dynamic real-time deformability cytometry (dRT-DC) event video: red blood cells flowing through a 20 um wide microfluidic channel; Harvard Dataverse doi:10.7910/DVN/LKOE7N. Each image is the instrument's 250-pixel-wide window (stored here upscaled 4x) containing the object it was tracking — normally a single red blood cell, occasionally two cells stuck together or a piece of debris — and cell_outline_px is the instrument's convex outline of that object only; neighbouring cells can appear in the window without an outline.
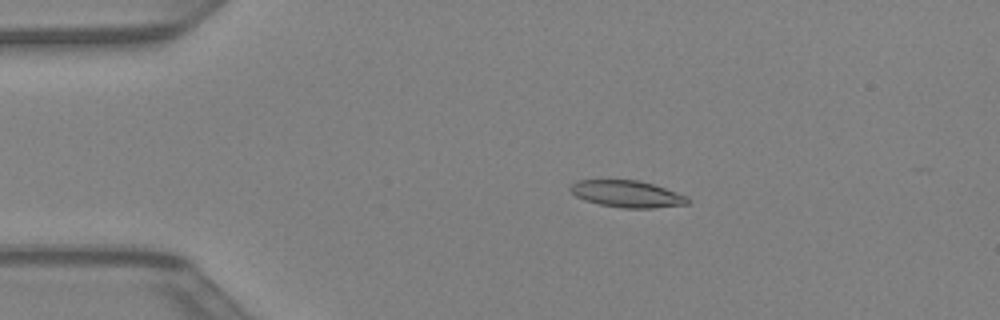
{"species": "Egyptian fruit bat (a non-hibernating species)", "species_latin": "Rousettus aegyptiacus", "temperature_condition": "warm", "stored_images_in_passage": 41, "camera_frame_rate_fps": 3000, "um_per_image_px": 0.085, "animal": {"sex": "female"}, "frame": {"image": 1, "passage_image": 8, "time_ms": 2.333, "image_size_px": [1000, 320], "cell_outline_px": [[688, 204], [652, 208], [624, 208], [600, 204], [584, 200], [576, 196], [568, 188], [572, 184], [580, 180], [636, 180], [652, 184], [688, 196]], "centroid_in_image_um": [53.29, 16.49], "position_along_channel_um": 31.7, "area_um2": 18.09}}
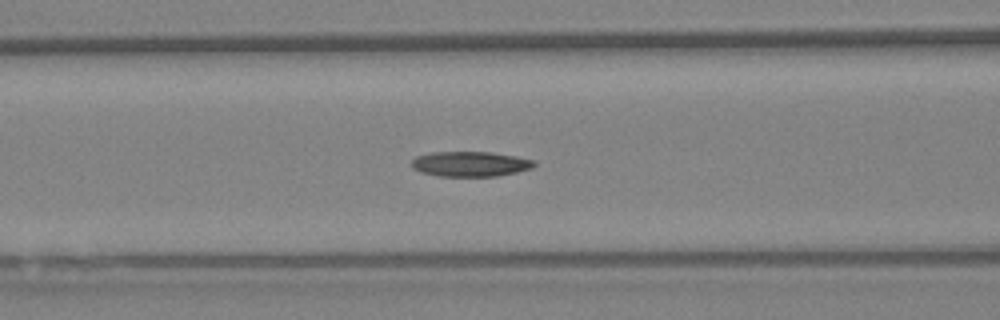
{"frame": {"image": 2, "passage_image": 17, "time_ms": 5.333, "image_size_px": [1000, 320], "cell_outline_px": [[536, 164], [532, 168], [516, 172], [496, 176], [440, 176], [420, 172], [412, 168], [412, 160], [416, 156], [432, 152], [492, 152], [516, 156], [532, 160]], "centroid_in_image_um": [39.95, 13.93], "position_along_channel_um": 126.6, "area_um2": 17.86}}
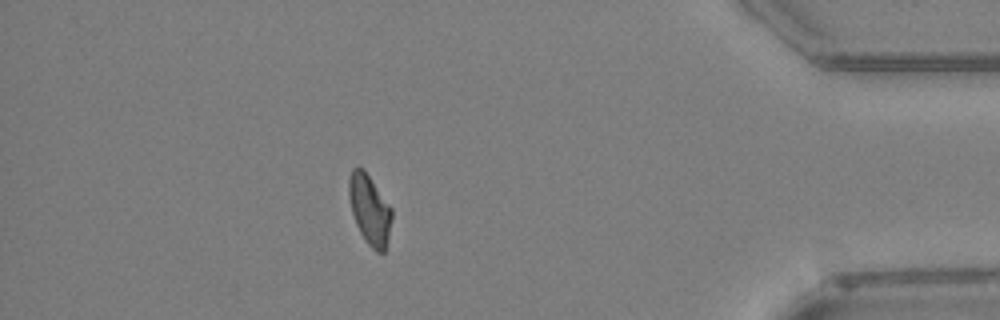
{"frame": {"image": 3, "passage_image": 37, "time_ms": 12.0, "image_size_px": [1000, 320], "cell_outline_px": [[392, 216], [388, 236], [384, 252], [376, 252], [364, 240], [356, 224], [352, 212], [348, 196], [348, 180], [352, 168], [356, 164], [364, 168], [392, 208]], "centroid_in_image_um": [31.39, 17.75], "position_along_channel_um": 403.8, "area_um2": 17.63}}